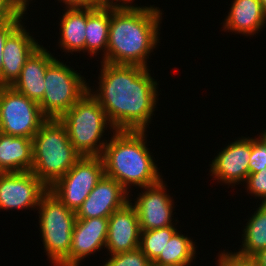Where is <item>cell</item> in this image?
I'll list each match as a JSON object with an SVG mask.
<instances>
[{"label":"cell","mask_w":266,"mask_h":266,"mask_svg":"<svg viewBox=\"0 0 266 266\" xmlns=\"http://www.w3.org/2000/svg\"><path fill=\"white\" fill-rule=\"evenodd\" d=\"M110 27V7L87 8L85 53L92 57L100 51L107 53Z\"/></svg>","instance_id":"44dd1931"},{"label":"cell","mask_w":266,"mask_h":266,"mask_svg":"<svg viewBox=\"0 0 266 266\" xmlns=\"http://www.w3.org/2000/svg\"><path fill=\"white\" fill-rule=\"evenodd\" d=\"M35 174L48 188L82 157L71 144L59 119H47L32 138Z\"/></svg>","instance_id":"277c9868"},{"label":"cell","mask_w":266,"mask_h":266,"mask_svg":"<svg viewBox=\"0 0 266 266\" xmlns=\"http://www.w3.org/2000/svg\"><path fill=\"white\" fill-rule=\"evenodd\" d=\"M252 258L255 260L257 266H266V248L259 251Z\"/></svg>","instance_id":"d6a6232c"},{"label":"cell","mask_w":266,"mask_h":266,"mask_svg":"<svg viewBox=\"0 0 266 266\" xmlns=\"http://www.w3.org/2000/svg\"><path fill=\"white\" fill-rule=\"evenodd\" d=\"M4 87H5L4 85L0 84V101H1V95H2V91ZM0 127H1V115H0Z\"/></svg>","instance_id":"d590c367"},{"label":"cell","mask_w":266,"mask_h":266,"mask_svg":"<svg viewBox=\"0 0 266 266\" xmlns=\"http://www.w3.org/2000/svg\"><path fill=\"white\" fill-rule=\"evenodd\" d=\"M152 262L140 250L136 249L112 254L111 257L105 261V266H151Z\"/></svg>","instance_id":"d4e9b609"},{"label":"cell","mask_w":266,"mask_h":266,"mask_svg":"<svg viewBox=\"0 0 266 266\" xmlns=\"http://www.w3.org/2000/svg\"><path fill=\"white\" fill-rule=\"evenodd\" d=\"M26 6L13 20L7 23L0 24V73L2 69V52L4 49L5 41L7 37L21 24L22 19L24 18L23 15H26L25 12L27 11Z\"/></svg>","instance_id":"f546056e"},{"label":"cell","mask_w":266,"mask_h":266,"mask_svg":"<svg viewBox=\"0 0 266 266\" xmlns=\"http://www.w3.org/2000/svg\"><path fill=\"white\" fill-rule=\"evenodd\" d=\"M164 182L162 178L154 185L141 188L143 191L139 193L135 203L131 202L137 211L141 231L177 225L172 222L174 201L166 193L167 185Z\"/></svg>","instance_id":"8fae6325"},{"label":"cell","mask_w":266,"mask_h":266,"mask_svg":"<svg viewBox=\"0 0 266 266\" xmlns=\"http://www.w3.org/2000/svg\"><path fill=\"white\" fill-rule=\"evenodd\" d=\"M0 132L32 139L41 125L47 120L42 114L39 103L5 86L0 101Z\"/></svg>","instance_id":"9c48e42d"},{"label":"cell","mask_w":266,"mask_h":266,"mask_svg":"<svg viewBox=\"0 0 266 266\" xmlns=\"http://www.w3.org/2000/svg\"><path fill=\"white\" fill-rule=\"evenodd\" d=\"M122 208L108 217V234L106 249L109 255L126 252L139 247L140 224L131 199Z\"/></svg>","instance_id":"9a60e30c"},{"label":"cell","mask_w":266,"mask_h":266,"mask_svg":"<svg viewBox=\"0 0 266 266\" xmlns=\"http://www.w3.org/2000/svg\"><path fill=\"white\" fill-rule=\"evenodd\" d=\"M176 231L175 226L141 231L139 248L153 263Z\"/></svg>","instance_id":"cb8c5ba5"},{"label":"cell","mask_w":266,"mask_h":266,"mask_svg":"<svg viewBox=\"0 0 266 266\" xmlns=\"http://www.w3.org/2000/svg\"><path fill=\"white\" fill-rule=\"evenodd\" d=\"M39 45L27 58L19 78L12 87L29 99L39 103L45 91V72L55 57Z\"/></svg>","instance_id":"e0dca14e"},{"label":"cell","mask_w":266,"mask_h":266,"mask_svg":"<svg viewBox=\"0 0 266 266\" xmlns=\"http://www.w3.org/2000/svg\"><path fill=\"white\" fill-rule=\"evenodd\" d=\"M33 141L0 132V173L31 171Z\"/></svg>","instance_id":"d6986e66"},{"label":"cell","mask_w":266,"mask_h":266,"mask_svg":"<svg viewBox=\"0 0 266 266\" xmlns=\"http://www.w3.org/2000/svg\"><path fill=\"white\" fill-rule=\"evenodd\" d=\"M62 14L59 47L66 53H85L87 8H65Z\"/></svg>","instance_id":"ffe728a7"},{"label":"cell","mask_w":266,"mask_h":266,"mask_svg":"<svg viewBox=\"0 0 266 266\" xmlns=\"http://www.w3.org/2000/svg\"><path fill=\"white\" fill-rule=\"evenodd\" d=\"M195 246L191 238L184 236L177 230L153 264H191L193 259H196Z\"/></svg>","instance_id":"603a6c76"},{"label":"cell","mask_w":266,"mask_h":266,"mask_svg":"<svg viewBox=\"0 0 266 266\" xmlns=\"http://www.w3.org/2000/svg\"><path fill=\"white\" fill-rule=\"evenodd\" d=\"M129 195L120 183L104 175L75 212L76 219L109 217L129 202Z\"/></svg>","instance_id":"4fadbf2b"},{"label":"cell","mask_w":266,"mask_h":266,"mask_svg":"<svg viewBox=\"0 0 266 266\" xmlns=\"http://www.w3.org/2000/svg\"><path fill=\"white\" fill-rule=\"evenodd\" d=\"M218 266H257L255 260L252 257H244L237 255L235 252H227L223 250L218 255V260L216 261Z\"/></svg>","instance_id":"f1b7e54d"},{"label":"cell","mask_w":266,"mask_h":266,"mask_svg":"<svg viewBox=\"0 0 266 266\" xmlns=\"http://www.w3.org/2000/svg\"><path fill=\"white\" fill-rule=\"evenodd\" d=\"M261 2V7L264 13V16L266 17V0H260Z\"/></svg>","instance_id":"e575fe53"},{"label":"cell","mask_w":266,"mask_h":266,"mask_svg":"<svg viewBox=\"0 0 266 266\" xmlns=\"http://www.w3.org/2000/svg\"><path fill=\"white\" fill-rule=\"evenodd\" d=\"M132 2L133 0H96V7H112V8L136 7V5L134 4L132 5Z\"/></svg>","instance_id":"4dcf8cb0"},{"label":"cell","mask_w":266,"mask_h":266,"mask_svg":"<svg viewBox=\"0 0 266 266\" xmlns=\"http://www.w3.org/2000/svg\"><path fill=\"white\" fill-rule=\"evenodd\" d=\"M266 167V136L251 138V155L249 158V174L257 173Z\"/></svg>","instance_id":"484cf974"},{"label":"cell","mask_w":266,"mask_h":266,"mask_svg":"<svg viewBox=\"0 0 266 266\" xmlns=\"http://www.w3.org/2000/svg\"><path fill=\"white\" fill-rule=\"evenodd\" d=\"M245 184L248 194L254 195L255 198L260 197L261 203H266V167L257 173L249 174Z\"/></svg>","instance_id":"4316f807"},{"label":"cell","mask_w":266,"mask_h":266,"mask_svg":"<svg viewBox=\"0 0 266 266\" xmlns=\"http://www.w3.org/2000/svg\"><path fill=\"white\" fill-rule=\"evenodd\" d=\"M228 15L224 19V31L245 36L256 35L266 26L260 0H233Z\"/></svg>","instance_id":"ac0fdd59"},{"label":"cell","mask_w":266,"mask_h":266,"mask_svg":"<svg viewBox=\"0 0 266 266\" xmlns=\"http://www.w3.org/2000/svg\"><path fill=\"white\" fill-rule=\"evenodd\" d=\"M21 23L6 39L2 52V69L0 84L12 86L19 78L21 69L27 58L40 45L30 36L24 24Z\"/></svg>","instance_id":"2e32d148"},{"label":"cell","mask_w":266,"mask_h":266,"mask_svg":"<svg viewBox=\"0 0 266 266\" xmlns=\"http://www.w3.org/2000/svg\"><path fill=\"white\" fill-rule=\"evenodd\" d=\"M36 210L39 213V229L47 258L53 266H69L75 211L67 208L50 191L41 198Z\"/></svg>","instance_id":"8992f818"},{"label":"cell","mask_w":266,"mask_h":266,"mask_svg":"<svg viewBox=\"0 0 266 266\" xmlns=\"http://www.w3.org/2000/svg\"><path fill=\"white\" fill-rule=\"evenodd\" d=\"M104 175L101 157L82 156L63 177L49 187V191L67 208L76 212Z\"/></svg>","instance_id":"ba28073f"},{"label":"cell","mask_w":266,"mask_h":266,"mask_svg":"<svg viewBox=\"0 0 266 266\" xmlns=\"http://www.w3.org/2000/svg\"><path fill=\"white\" fill-rule=\"evenodd\" d=\"M108 217L76 219L69 252V266H79L84 258L106 247Z\"/></svg>","instance_id":"5bb4252c"},{"label":"cell","mask_w":266,"mask_h":266,"mask_svg":"<svg viewBox=\"0 0 266 266\" xmlns=\"http://www.w3.org/2000/svg\"><path fill=\"white\" fill-rule=\"evenodd\" d=\"M26 6L22 0H0V24L13 20Z\"/></svg>","instance_id":"83f0119b"},{"label":"cell","mask_w":266,"mask_h":266,"mask_svg":"<svg viewBox=\"0 0 266 266\" xmlns=\"http://www.w3.org/2000/svg\"><path fill=\"white\" fill-rule=\"evenodd\" d=\"M190 264H167V265H161V264H151V266H189Z\"/></svg>","instance_id":"836d02e7"},{"label":"cell","mask_w":266,"mask_h":266,"mask_svg":"<svg viewBox=\"0 0 266 266\" xmlns=\"http://www.w3.org/2000/svg\"><path fill=\"white\" fill-rule=\"evenodd\" d=\"M262 133L266 136V130L262 131Z\"/></svg>","instance_id":"74e56055"},{"label":"cell","mask_w":266,"mask_h":266,"mask_svg":"<svg viewBox=\"0 0 266 266\" xmlns=\"http://www.w3.org/2000/svg\"><path fill=\"white\" fill-rule=\"evenodd\" d=\"M251 155V138L242 136L231 142L210 164V173L214 180L226 185L245 183L249 175V158Z\"/></svg>","instance_id":"7c38bea8"},{"label":"cell","mask_w":266,"mask_h":266,"mask_svg":"<svg viewBox=\"0 0 266 266\" xmlns=\"http://www.w3.org/2000/svg\"><path fill=\"white\" fill-rule=\"evenodd\" d=\"M100 63L98 89L88 87V91L99 102L113 128L147 131L158 103V83L151 77L150 69Z\"/></svg>","instance_id":"6da1fadb"},{"label":"cell","mask_w":266,"mask_h":266,"mask_svg":"<svg viewBox=\"0 0 266 266\" xmlns=\"http://www.w3.org/2000/svg\"><path fill=\"white\" fill-rule=\"evenodd\" d=\"M63 2L66 8H96V0H58Z\"/></svg>","instance_id":"1f68e13d"},{"label":"cell","mask_w":266,"mask_h":266,"mask_svg":"<svg viewBox=\"0 0 266 266\" xmlns=\"http://www.w3.org/2000/svg\"><path fill=\"white\" fill-rule=\"evenodd\" d=\"M48 191L32 171L0 173V210L37 209Z\"/></svg>","instance_id":"30bf717a"},{"label":"cell","mask_w":266,"mask_h":266,"mask_svg":"<svg viewBox=\"0 0 266 266\" xmlns=\"http://www.w3.org/2000/svg\"><path fill=\"white\" fill-rule=\"evenodd\" d=\"M59 120L66 127L68 138L81 156L101 157L109 139L101 140L112 124L99 104L87 91ZM102 137V138H101Z\"/></svg>","instance_id":"5b68a950"},{"label":"cell","mask_w":266,"mask_h":266,"mask_svg":"<svg viewBox=\"0 0 266 266\" xmlns=\"http://www.w3.org/2000/svg\"><path fill=\"white\" fill-rule=\"evenodd\" d=\"M146 133L115 130L101 155L105 175L115 179L129 194L132 186L143 188L162 179L147 147Z\"/></svg>","instance_id":"3957f363"},{"label":"cell","mask_w":266,"mask_h":266,"mask_svg":"<svg viewBox=\"0 0 266 266\" xmlns=\"http://www.w3.org/2000/svg\"><path fill=\"white\" fill-rule=\"evenodd\" d=\"M162 11L159 7H110L107 53L101 62L148 68L147 59L157 47Z\"/></svg>","instance_id":"7a4b0ae2"},{"label":"cell","mask_w":266,"mask_h":266,"mask_svg":"<svg viewBox=\"0 0 266 266\" xmlns=\"http://www.w3.org/2000/svg\"><path fill=\"white\" fill-rule=\"evenodd\" d=\"M249 218L243 229L242 247L235 252L244 257H253L266 248V203H261Z\"/></svg>","instance_id":"7402d4cb"},{"label":"cell","mask_w":266,"mask_h":266,"mask_svg":"<svg viewBox=\"0 0 266 266\" xmlns=\"http://www.w3.org/2000/svg\"><path fill=\"white\" fill-rule=\"evenodd\" d=\"M45 91L39 106L47 119H59L87 91V80L72 67L54 59L45 72Z\"/></svg>","instance_id":"52a82bcc"},{"label":"cell","mask_w":266,"mask_h":266,"mask_svg":"<svg viewBox=\"0 0 266 266\" xmlns=\"http://www.w3.org/2000/svg\"><path fill=\"white\" fill-rule=\"evenodd\" d=\"M27 6H29V1L30 0H22ZM32 1V0H31Z\"/></svg>","instance_id":"8d00e7d4"}]
</instances>
